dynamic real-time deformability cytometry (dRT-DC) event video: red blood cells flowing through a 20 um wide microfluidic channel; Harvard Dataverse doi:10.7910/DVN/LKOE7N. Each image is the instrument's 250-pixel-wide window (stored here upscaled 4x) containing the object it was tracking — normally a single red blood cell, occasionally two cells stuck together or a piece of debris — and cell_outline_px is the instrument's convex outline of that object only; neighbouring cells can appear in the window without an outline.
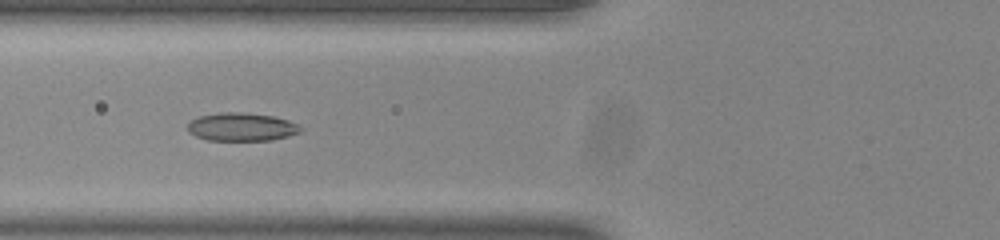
{"species": "common noctule bat (a hibernating species)", "species_latin": "Nyctalus noctula", "temperature_condition": "room temperature", "stored_images_in_passage": 41, "camera_frame_rate_fps": 3000, "um_per_image_px": 0.085, "animal": {"sex": "male", "body_mass_g": 20.0, "forearm_length_mm": 53.3}, "frame": {"image": 1, "passage_image": 9, "time_ms": 2.667, "image_size_px": [1000, 240], "cell_outline_px": [[304, 128], [300, 132], [288, 136], [272, 140], [208, 140], [196, 136], [188, 132], [188, 124], [192, 120], [200, 116], [220, 112], [240, 112], [272, 116], [288, 120]], "centroid_in_image_um": [20.54, 10.79], "position_along_channel_um": 105.3, "area_um2": 18.44}}
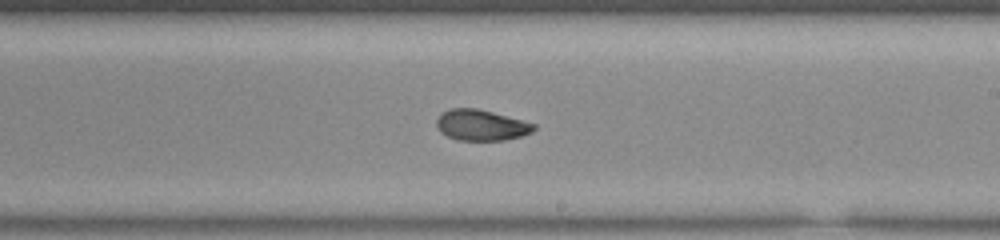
{"frame": {"image": 2, "passage_image": 20, "time_ms": 6.333, "image_size_px": [1000, 240], "cell_outline_px": [[536, 128], [532, 132], [520, 136], [504, 140], [456, 140], [440, 132], [436, 124], [436, 120], [440, 112], [448, 108], [476, 108], [492, 112], [536, 124]], "centroid_in_image_um": [40.86, 10.63], "position_along_channel_um": 248.1, "area_um2": 17.51}}
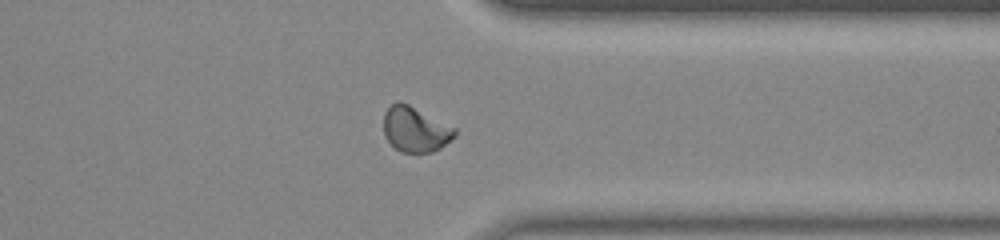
{"frame": {"image": 3, "passage_image": 30, "time_ms": 9.667, "image_size_px": [1000, 240], "cell_outline_px": [[456, 136], [440, 148], [432, 152], [400, 152], [384, 136], [384, 112], [392, 104], [400, 100], [456, 128]], "centroid_in_image_um": [35.3, 10.99], "position_along_channel_um": 376.1, "area_um2": 18.61}, "authors_computed_cell_mechanics": {"area_um2": 18.0914, "velocity_mm_per_s": 3.8979, "shape_relaxation_time_tau1_ms": null, "shape_relaxation_time_tau2_ms": 1.516, "deformation_change_tau1": null, "deformation_change_tau2": 0.0543}}